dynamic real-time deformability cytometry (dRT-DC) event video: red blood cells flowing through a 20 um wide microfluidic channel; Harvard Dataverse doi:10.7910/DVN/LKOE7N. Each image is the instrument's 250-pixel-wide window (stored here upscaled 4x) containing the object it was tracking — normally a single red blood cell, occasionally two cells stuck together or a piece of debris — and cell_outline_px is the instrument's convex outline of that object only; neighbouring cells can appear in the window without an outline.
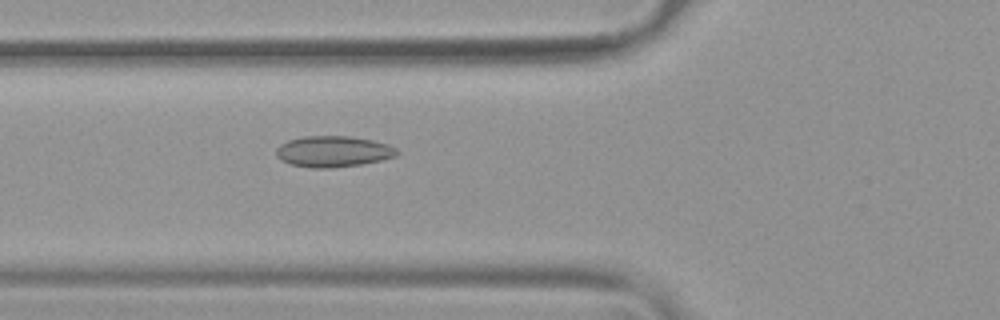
{"species": "common noctule bat (a hibernating species)", "species_latin": "Nyctalus noctula", "temperature_condition": "warm", "stored_images_in_passage": 54, "camera_frame_rate_fps": 3000, "um_per_image_px": 0.085, "animal": {"sex": "female", "body_mass_g": 19.9}, "frame": {"image": 1, "passage_image": 21, "time_ms": 6.667, "image_size_px": [1000, 320], "cell_outline_px": [[400, 152], [396, 156], [380, 160], [360, 164], [328, 168], [312, 168], [292, 164], [280, 160], [276, 156], [276, 148], [280, 144], [288, 140], [304, 136], [352, 136], [372, 140], [388, 144], [396, 148]], "centroid_in_image_um": [28.31, 12.86], "position_along_channel_um": 97.5, "area_um2": 21.85}}
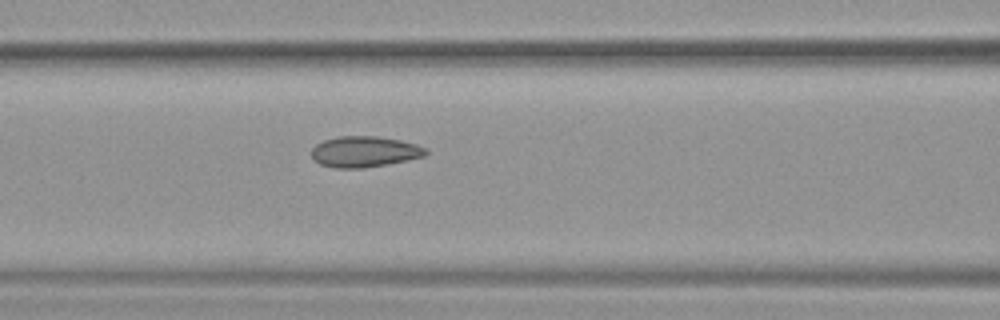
{"frame": {"image": 2, "passage_image": 24, "time_ms": 7.667, "image_size_px": [1000, 320], "cell_outline_px": [[428, 152], [424, 156], [408, 160], [364, 168], [336, 168], [320, 164], [312, 160], [312, 148], [316, 144], [324, 140], [340, 136], [376, 136], [400, 140], [416, 144], [428, 148]], "centroid_in_image_um": [30.98, 12.89], "position_along_channel_um": 135.6, "area_um2": 20.63}}
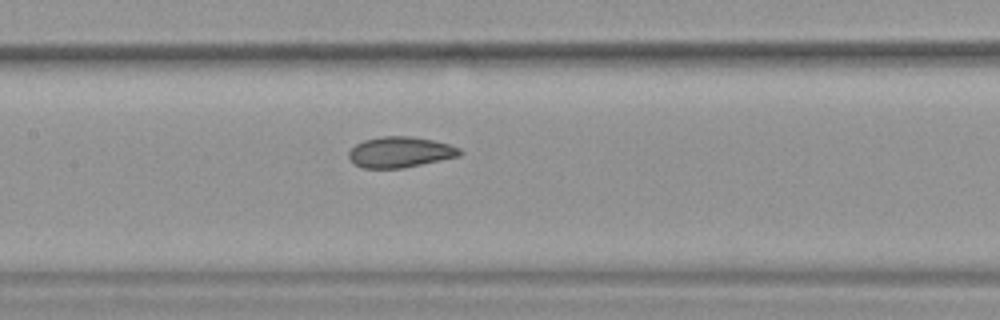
{"frame": {"image": 3, "passage_image": 27, "time_ms": 8.667, "image_size_px": [1000, 320], "cell_outline_px": [[464, 152], [460, 156], [404, 168], [364, 168], [356, 164], [348, 156], [348, 152], [356, 144], [364, 140], [380, 136], [412, 136], [432, 140], [448, 144], [460, 148]], "centroid_in_image_um": [34.04, 12.92], "position_along_channel_um": 173.4, "area_um2": 19.88}, "authors_computed_cell_mechanics": {"area_um2": 21.5594, "velocity_mm_per_s": 3.7868, "shape_relaxation_time_tau1_ms": null, "shape_relaxation_time_tau2_ms": 1.4086, "deformation_change_tau1": null, "deformation_change_tau2": 0.0582}}